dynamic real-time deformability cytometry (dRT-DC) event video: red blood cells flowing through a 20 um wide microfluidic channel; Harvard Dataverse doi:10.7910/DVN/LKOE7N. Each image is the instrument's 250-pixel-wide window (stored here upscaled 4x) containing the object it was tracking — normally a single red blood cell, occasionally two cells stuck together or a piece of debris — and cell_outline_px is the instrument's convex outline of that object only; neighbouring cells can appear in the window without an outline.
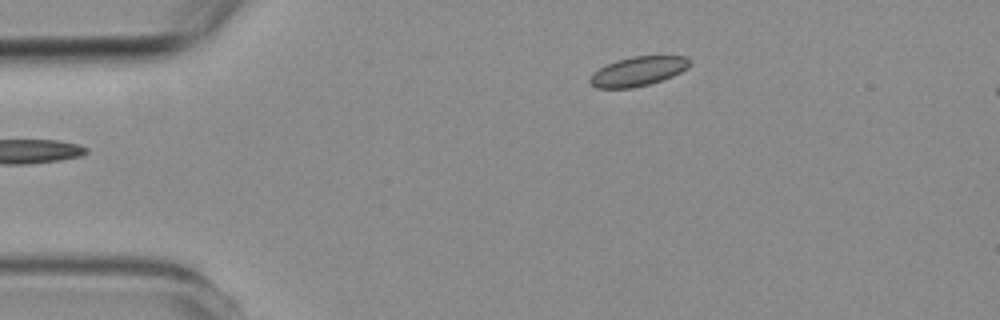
{"species": "common noctule bat (a hibernating species)", "species_latin": "Nyctalus noctula", "temperature_condition": "room temperature", "stored_images_in_passage": 2, "camera_frame_rate_fps": 3000, "um_per_image_px": 0.085, "animal": {"sex": "female", "body_mass_g": 19.3, "forearm_length_mm": 54.1}, "frame": {"image": 1, "passage_image": 2, "time_ms": 1.333, "image_size_px": [1000, 320], "cell_outline_px": [[688, 68], [672, 76], [648, 84], [632, 88], [596, 88], [588, 80], [592, 72], [616, 60], [632, 56], [684, 56], [688, 60]], "centroid_in_image_um": [54.18, 6.06], "position_along_channel_um": 30.8, "area_um2": 16.82}}